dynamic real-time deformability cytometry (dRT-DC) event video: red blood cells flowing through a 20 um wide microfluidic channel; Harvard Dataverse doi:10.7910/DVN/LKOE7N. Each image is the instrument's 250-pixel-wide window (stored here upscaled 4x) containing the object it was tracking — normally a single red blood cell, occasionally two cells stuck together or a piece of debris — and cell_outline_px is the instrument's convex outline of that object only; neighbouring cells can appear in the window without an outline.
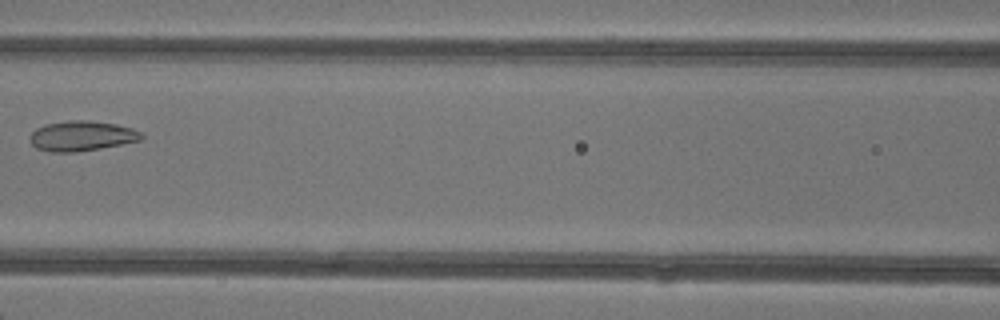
{"species": "common noctule bat (a hibernating species)", "species_latin": "Nyctalus noctula", "temperature_condition": "warm", "stored_images_in_passage": 7, "camera_frame_rate_fps": 3000, "um_per_image_px": 0.085, "animal": {"sex": "female"}, "frame": {"image": 1, "passage_image": 7, "time_ms": 7.667, "image_size_px": [1000, 320], "cell_outline_px": [[144, 136], [140, 140], [100, 148], [76, 152], [52, 152], [36, 148], [32, 144], [28, 136], [36, 128], [44, 124], [68, 120], [88, 120], [116, 124], [132, 128], [140, 132]], "centroid_in_image_um": [6.9, 11.54], "position_along_channel_um": 159.7, "area_um2": 19.54}}